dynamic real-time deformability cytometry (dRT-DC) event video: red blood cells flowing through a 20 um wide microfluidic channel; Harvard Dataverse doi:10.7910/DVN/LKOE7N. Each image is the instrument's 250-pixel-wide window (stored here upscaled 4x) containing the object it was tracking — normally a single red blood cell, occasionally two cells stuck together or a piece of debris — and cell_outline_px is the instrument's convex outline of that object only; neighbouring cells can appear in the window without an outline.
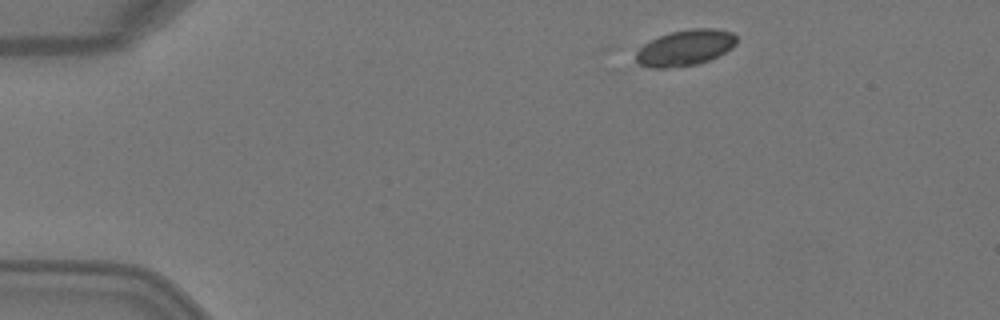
{"species": "Egyptian fruit bat (a non-hibernating species)", "species_latin": "Rousettus aegyptiacus", "temperature_condition": "warm", "stored_images_in_passage": 2, "camera_frame_rate_fps": 3000, "um_per_image_px": 0.085, "animal": {"sex": "female"}, "frame": {"image": 1, "passage_image": 1, "time_ms": 0.0, "image_size_px": [1000, 320], "cell_outline_px": [[736, 44], [732, 48], [708, 60], [696, 64], [668, 68], [648, 68], [636, 64], [636, 52], [644, 44], [660, 36], [672, 32], [692, 28], [716, 28], [732, 32], [736, 36]], "centroid_in_image_um": [58.22, 4.06], "position_along_channel_um": 26.8, "area_um2": 20.98}}